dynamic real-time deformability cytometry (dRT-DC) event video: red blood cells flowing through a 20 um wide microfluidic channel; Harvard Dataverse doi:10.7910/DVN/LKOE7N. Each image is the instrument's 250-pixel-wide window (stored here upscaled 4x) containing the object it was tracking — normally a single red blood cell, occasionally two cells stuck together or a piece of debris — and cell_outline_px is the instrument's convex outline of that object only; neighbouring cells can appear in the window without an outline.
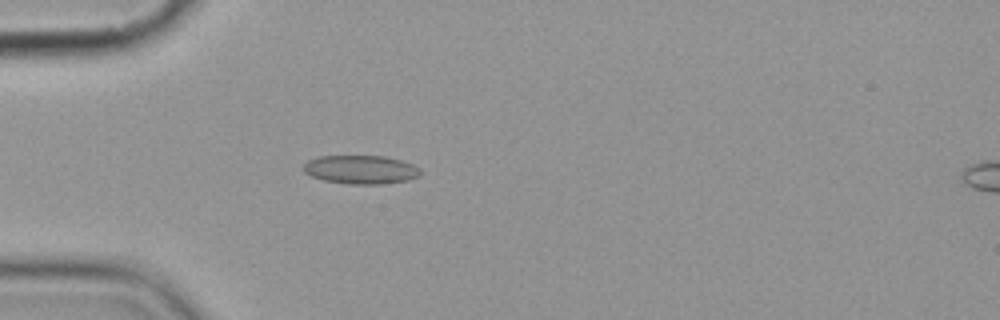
{"species": "common noctule bat (a hibernating species)", "species_latin": "Nyctalus noctula", "temperature_condition": "cold", "stored_images_in_passage": 6, "camera_frame_rate_fps": 3000, "um_per_image_px": 0.085, "animal": {"sex": "female", "body_mass_g": 19.9}, "frame": {"image": 1, "passage_image": 5, "time_ms": 5.333, "image_size_px": [1000, 320], "cell_outline_px": [[420, 176], [408, 180], [380, 184], [348, 184], [324, 180], [312, 176], [304, 172], [304, 164], [308, 160], [320, 156], [384, 156], [400, 160], [412, 164], [420, 168]], "centroid_in_image_um": [30.68, 14.41], "position_along_channel_um": 54.3, "area_um2": 19.42}}